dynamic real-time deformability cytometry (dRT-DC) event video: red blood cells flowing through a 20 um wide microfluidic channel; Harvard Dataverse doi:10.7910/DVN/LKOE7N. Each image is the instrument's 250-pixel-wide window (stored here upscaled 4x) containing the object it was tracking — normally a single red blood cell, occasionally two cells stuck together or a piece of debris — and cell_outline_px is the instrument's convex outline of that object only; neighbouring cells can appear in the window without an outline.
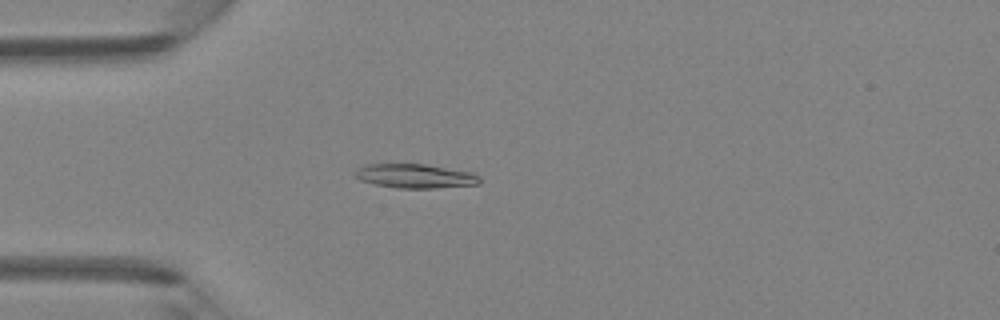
{"species": "Egyptian fruit bat (a non-hibernating species)", "species_latin": "Rousettus aegyptiacus", "temperature_condition": "room temperature", "stored_images_in_passage": 46, "camera_frame_rate_fps": 3000, "um_per_image_px": 0.085, "animal": {"sex": "female"}, "frame": {"image": 1, "passage_image": 12, "time_ms": 3.667, "image_size_px": [1000, 320], "cell_outline_px": [[480, 184], [436, 188], [396, 188], [376, 184], [360, 180], [356, 176], [356, 172], [360, 168], [368, 164], [424, 164], [472, 172], [480, 176]], "centroid_in_image_um": [35.35, 14.97], "position_along_channel_um": 49.7, "area_um2": 17.34}}
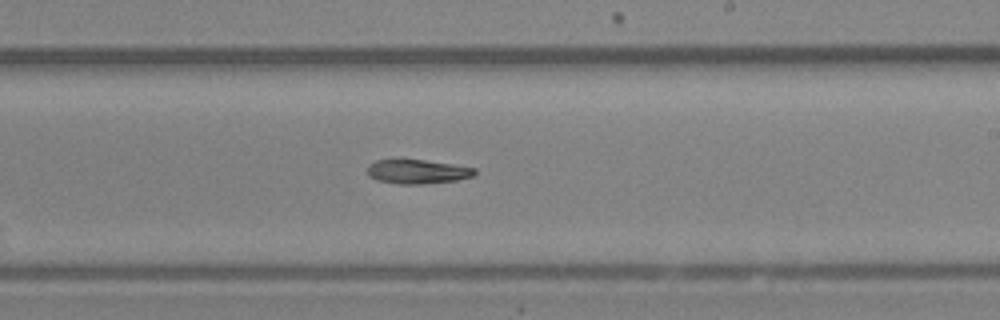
{"frame": {"image": 2, "passage_image": 27, "time_ms": 8.667, "image_size_px": [1000, 320], "cell_outline_px": [[476, 172], [472, 176], [456, 180], [424, 184], [396, 184], [376, 180], [368, 176], [368, 164], [376, 160], [424, 160], [452, 164], [476, 168]], "centroid_in_image_um": [35.45, 14.59], "position_along_channel_um": 253.5, "area_um2": 15.09}}
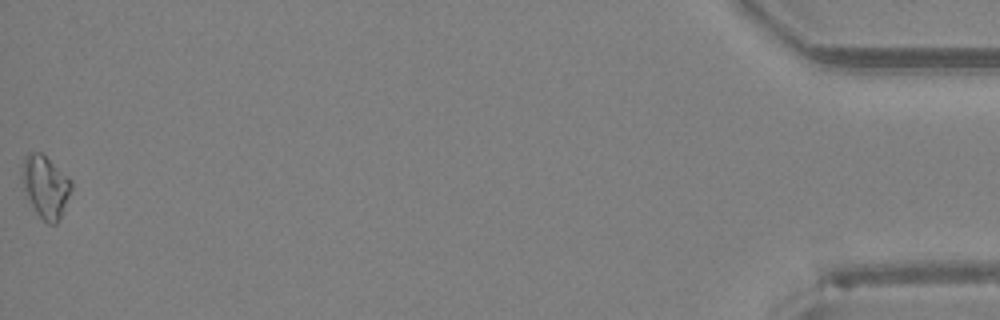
{"frame": {"image": 3, "passage_image": 46, "time_ms": 15.0, "image_size_px": [1000, 320], "cell_outline_px": [[72, 188], [60, 216], [56, 224], [48, 224], [36, 212], [24, 188], [24, 156], [28, 152], [40, 152], [68, 176], [72, 180]], "centroid_in_image_um": [3.9, 15.85], "position_along_channel_um": 431.3, "area_um2": 17.11}, "authors_computed_cell_mechanics": {"area_um2": 16.184, "velocity_mm_per_s": 4.3249, "shape_relaxation_time_tau1_ms": 2.0246, "shape_relaxation_time_tau2_ms": 5.6183, "deformation_change_tau1": 0.107, "deformation_change_tau2": 0.1153}}